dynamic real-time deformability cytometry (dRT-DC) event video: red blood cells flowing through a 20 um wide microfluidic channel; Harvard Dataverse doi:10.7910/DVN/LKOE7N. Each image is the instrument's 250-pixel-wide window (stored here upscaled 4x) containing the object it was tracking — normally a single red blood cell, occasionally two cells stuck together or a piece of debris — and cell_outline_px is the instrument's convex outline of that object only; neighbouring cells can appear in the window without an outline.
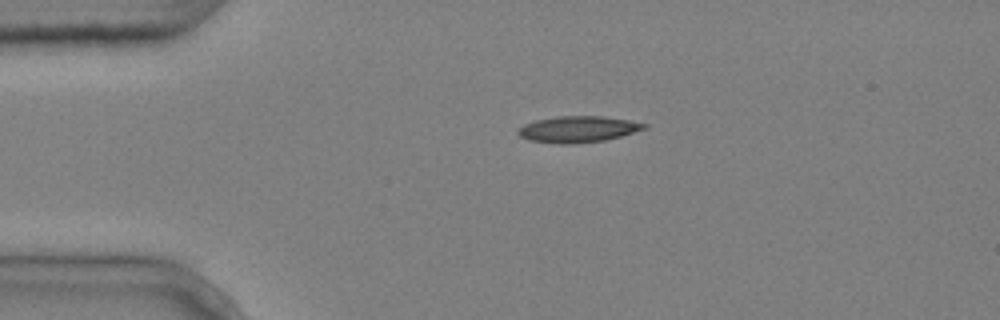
{"species": "common noctule bat (a hibernating species)", "species_latin": "Nyctalus noctula", "temperature_condition": "cold", "stored_images_in_passage": 2, "camera_frame_rate_fps": 3000, "um_per_image_px": 0.085, "animal": {"sex": "male", "body_mass_g": 20.4}, "frame": {"image": 1, "passage_image": 1, "time_ms": 0.0, "image_size_px": [1000, 320], "cell_outline_px": [[648, 128], [620, 136], [604, 140], [576, 144], [560, 144], [528, 140], [520, 136], [516, 132], [524, 124], [536, 120], [556, 116], [604, 116], [628, 120], [648, 124]], "centroid_in_image_um": [49.13, 10.98], "position_along_channel_um": 35.9, "area_um2": 19.36}}